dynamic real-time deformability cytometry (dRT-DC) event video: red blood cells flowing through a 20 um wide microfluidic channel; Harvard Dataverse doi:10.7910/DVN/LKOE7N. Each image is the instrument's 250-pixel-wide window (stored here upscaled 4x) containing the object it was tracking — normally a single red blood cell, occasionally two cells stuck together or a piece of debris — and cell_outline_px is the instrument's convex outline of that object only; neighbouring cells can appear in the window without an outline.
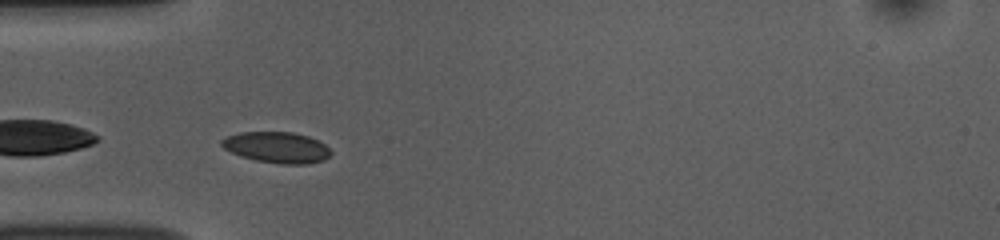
{"species": "common noctule bat (a hibernating species)", "species_latin": "Nyctalus noctula", "temperature_condition": "room temperature", "stored_images_in_passage": 38, "camera_frame_rate_fps": 3000, "um_per_image_px": 0.085, "animal": {"sex": "female", "body_mass_g": 10.0, "forearm_length_mm": 53.1}, "frame": {"image": 1, "passage_image": 2, "time_ms": 0.333, "image_size_px": [1000, 240], "cell_outline_px": [[332, 152], [324, 160], [308, 164], [280, 164], [256, 160], [240, 156], [224, 148], [220, 144], [220, 140], [228, 136], [240, 132], [292, 132], [308, 136], [324, 144]], "centroid_in_image_um": [23.52, 12.53], "position_along_channel_um": 61.5, "area_um2": 19.65}}
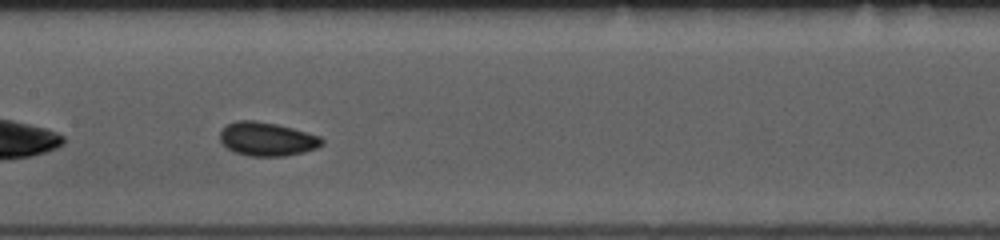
{"frame": {"image": 2, "passage_image": 12, "time_ms": 3.667, "image_size_px": [1000, 240], "cell_outline_px": [[324, 144], [316, 148], [304, 152], [284, 156], [248, 156], [236, 152], [228, 148], [220, 140], [220, 132], [228, 124], [236, 120], [252, 120], [276, 124], [292, 128], [320, 136], [324, 140]], "centroid_in_image_um": [22.71, 11.82], "position_along_channel_um": 184.7, "area_um2": 19.88}}
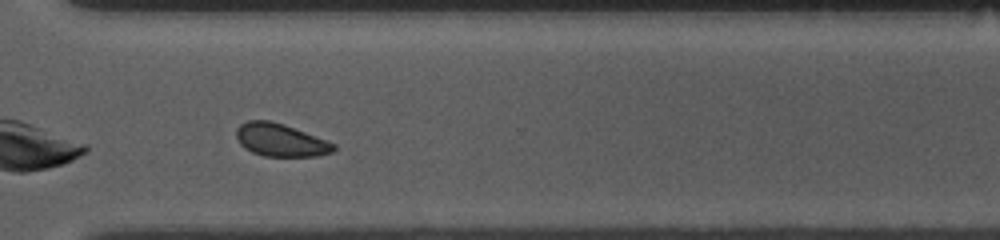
{"frame": {"image": 3, "passage_image": 25, "time_ms": 8.0, "image_size_px": [1000, 240], "cell_outline_px": [[336, 148], [332, 152], [316, 156], [264, 156], [252, 152], [244, 148], [240, 144], [236, 136], [236, 128], [240, 124], [248, 120], [268, 120], [284, 124], [336, 144]], "centroid_in_image_um": [23.82, 11.9], "position_along_channel_um": 346.8, "area_um2": 18.55}}